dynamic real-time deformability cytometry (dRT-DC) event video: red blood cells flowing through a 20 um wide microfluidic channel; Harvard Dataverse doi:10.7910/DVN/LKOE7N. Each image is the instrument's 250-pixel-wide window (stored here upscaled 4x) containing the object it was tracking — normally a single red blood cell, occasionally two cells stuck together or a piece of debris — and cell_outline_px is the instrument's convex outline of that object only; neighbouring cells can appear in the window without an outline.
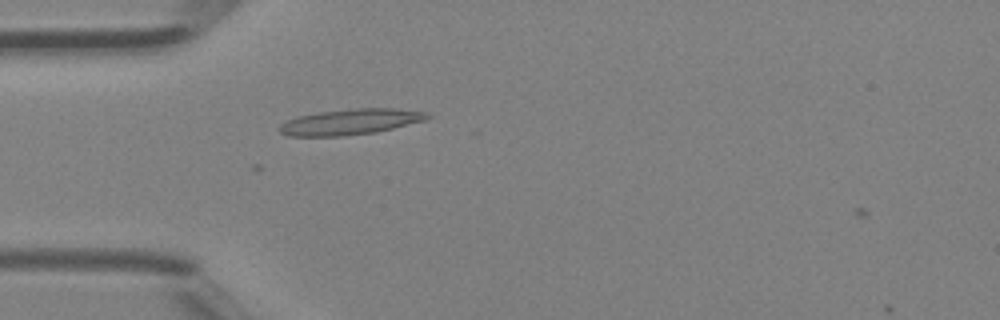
{"species": "Egyptian fruit bat (a non-hibernating species)", "species_latin": "Rousettus aegyptiacus", "temperature_condition": "room temperature", "stored_images_in_passage": 1, "camera_frame_rate_fps": 3000, "um_per_image_px": 0.085, "animal": {"sex": "female"}, "frame": {"image": 1, "passage_image": 1, "time_ms": 0.0, "image_size_px": [1000, 320], "cell_outline_px": [[432, 116], [424, 120], [376, 132], [344, 136], [288, 136], [280, 132], [276, 128], [280, 124], [296, 116], [320, 112], [356, 108], [392, 108], [428, 112]], "centroid_in_image_um": [29.75, 10.36], "position_along_channel_um": 55.3, "area_um2": 22.14}}